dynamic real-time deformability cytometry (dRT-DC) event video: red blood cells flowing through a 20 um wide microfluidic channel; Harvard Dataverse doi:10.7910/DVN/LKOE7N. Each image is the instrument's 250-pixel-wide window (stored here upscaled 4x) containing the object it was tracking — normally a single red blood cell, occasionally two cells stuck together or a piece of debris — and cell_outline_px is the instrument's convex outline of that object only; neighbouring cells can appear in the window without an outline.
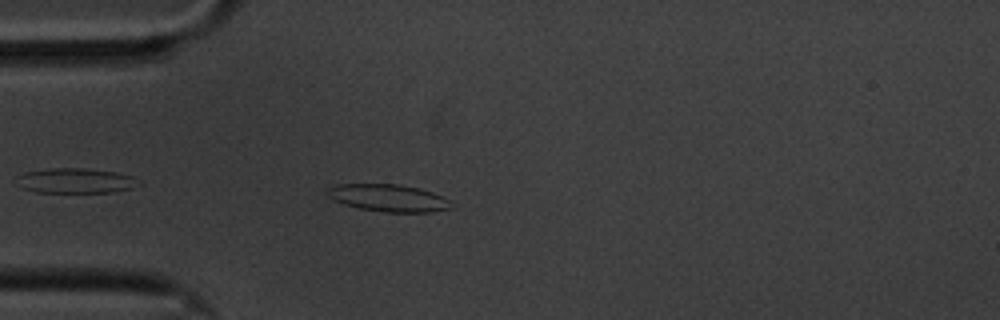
{"species": "common noctule bat (a hibernating species)", "species_latin": "Nyctalus noctula", "temperature_condition": "cold", "stored_images_in_passage": 47, "camera_frame_rate_fps": 3000, "um_per_image_px": 0.085, "animal": {"sex": "male", "body_mass_g": 20.1, "forearm_length_mm": 53.5}, "frame": {"image": 1, "passage_image": 4, "time_ms": 1.0, "image_size_px": [1000, 320], "cell_outline_px": [[452, 208], [432, 212], [388, 212], [360, 208], [344, 204], [328, 196], [328, 188], [336, 184], [400, 184], [420, 188], [432, 192], [448, 200]], "centroid_in_image_um": [33.02, 16.82], "position_along_channel_um": 52.0, "area_um2": 19.42}}
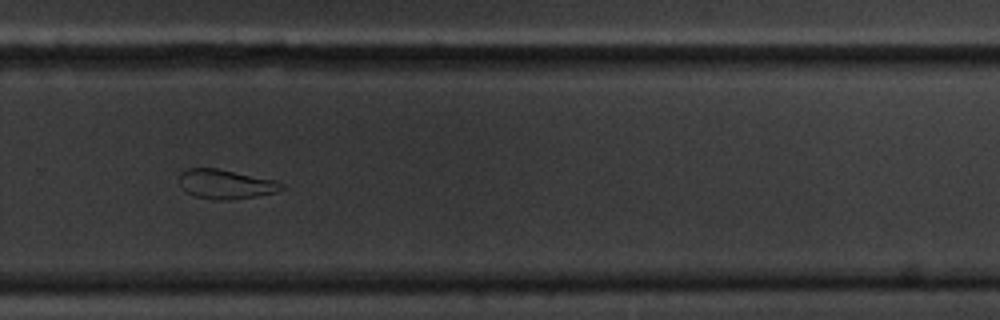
{"frame": {"image": 2, "passage_image": 28, "time_ms": 9.0, "image_size_px": [1000, 320], "cell_outline_px": [[284, 188], [276, 192], [256, 196], [228, 200], [220, 200], [196, 196], [188, 192], [180, 184], [180, 172], [188, 168], [216, 168], [276, 180], [284, 184]], "centroid_in_image_um": [19.22, 15.64], "position_along_channel_um": 310.6, "area_um2": 17.28}}
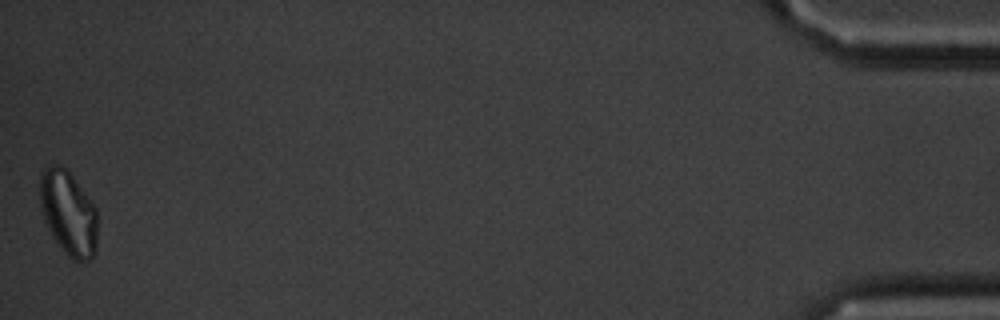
{"frame": {"image": 3, "passage_image": 47, "time_ms": 15.333, "image_size_px": [1000, 320], "cell_outline_px": [[96, 252], [88, 260], [72, 260], [64, 252], [52, 236], [44, 220], [40, 208], [40, 172], [44, 168], [52, 164], [60, 164], [72, 176], [96, 208]], "centroid_in_image_um": [5.78, 18.1], "position_along_channel_um": 429.4, "area_um2": 28.15}, "authors_computed_cell_mechanics": {"area_um2": 18.9006, "velocity_mm_per_s": 3.3395, "shape_relaxation_time_tau1_ms": 4.9603, "shape_relaxation_time_tau2_ms": 9.8331, "deformation_change_tau1": 0.1115, "deformation_change_tau2": 0.1672}}